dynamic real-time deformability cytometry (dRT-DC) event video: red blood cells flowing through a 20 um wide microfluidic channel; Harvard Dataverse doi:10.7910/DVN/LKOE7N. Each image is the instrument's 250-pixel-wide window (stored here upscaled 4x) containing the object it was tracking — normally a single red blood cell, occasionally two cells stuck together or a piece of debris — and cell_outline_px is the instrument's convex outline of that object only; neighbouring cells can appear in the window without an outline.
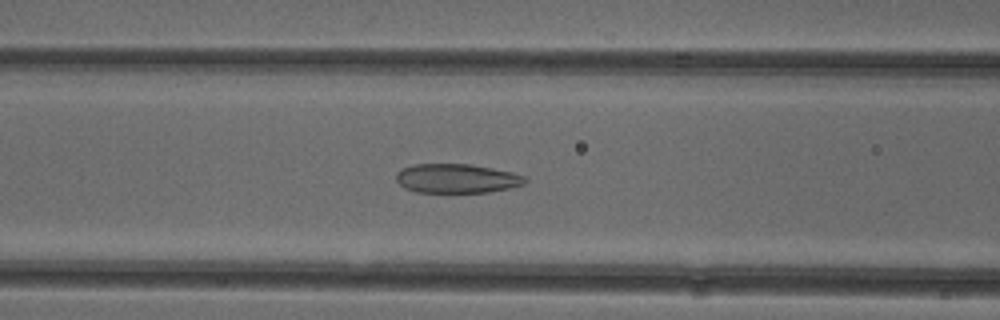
{"species": "common noctule bat (a hibernating species)", "species_latin": "Nyctalus noctula", "temperature_condition": "cold", "stored_images_in_passage": 33, "camera_frame_rate_fps": 3000, "um_per_image_px": 0.085, "animal": {"sex": "female"}, "frame": {"image": 1, "passage_image": 11, "time_ms": 3.333, "image_size_px": [1000, 320], "cell_outline_px": [[528, 180], [524, 184], [508, 188], [488, 192], [416, 192], [404, 188], [396, 180], [396, 172], [400, 168], [412, 164], [468, 164], [492, 168], [512, 172], [524, 176]], "centroid_in_image_um": [38.78, 15.16], "position_along_channel_um": 127.8, "area_um2": 21.96}}
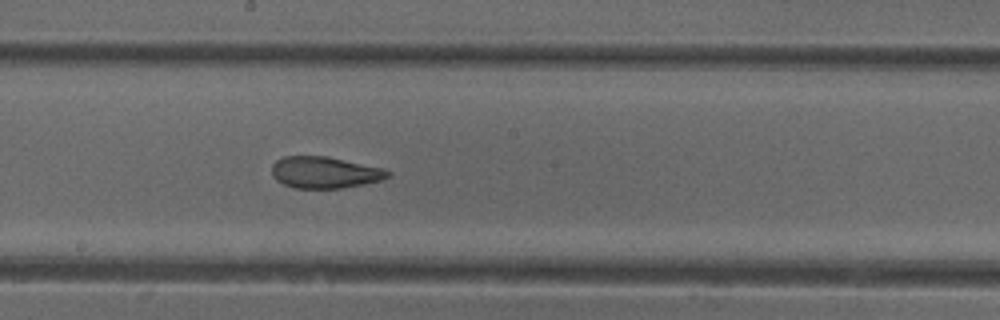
{"frame": {"image": 2, "passage_image": 18, "time_ms": 5.667, "image_size_px": [1000, 320], "cell_outline_px": [[392, 176], [380, 180], [364, 184], [340, 188], [292, 188], [276, 180], [272, 176], [272, 164], [276, 160], [284, 156], [328, 156], [384, 168], [392, 172]], "centroid_in_image_um": [27.61, 14.65], "position_along_channel_um": 220.6, "area_um2": 21.56}}
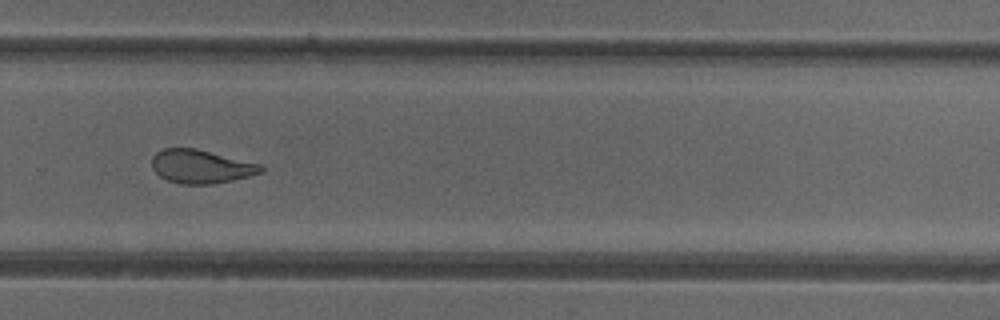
{"frame": {"image": 3, "passage_image": 25, "time_ms": 8.0, "image_size_px": [1000, 320], "cell_outline_px": [[264, 172], [252, 176], [212, 184], [180, 184], [168, 180], [160, 176], [152, 168], [152, 156], [156, 152], [164, 148], [196, 148], [260, 164], [264, 168]], "centroid_in_image_um": [17.09, 14.15], "position_along_channel_um": 312.7, "area_um2": 21.39}, "authors_computed_cell_mechanics": {"area_um2": 22.0796, "velocity_mm_per_s": 3.9723, "shape_relaxation_time_tau1_ms": null, "shape_relaxation_time_tau2_ms": 1.6116, "deformation_change_tau1": null, "deformation_change_tau2": 0.096}}